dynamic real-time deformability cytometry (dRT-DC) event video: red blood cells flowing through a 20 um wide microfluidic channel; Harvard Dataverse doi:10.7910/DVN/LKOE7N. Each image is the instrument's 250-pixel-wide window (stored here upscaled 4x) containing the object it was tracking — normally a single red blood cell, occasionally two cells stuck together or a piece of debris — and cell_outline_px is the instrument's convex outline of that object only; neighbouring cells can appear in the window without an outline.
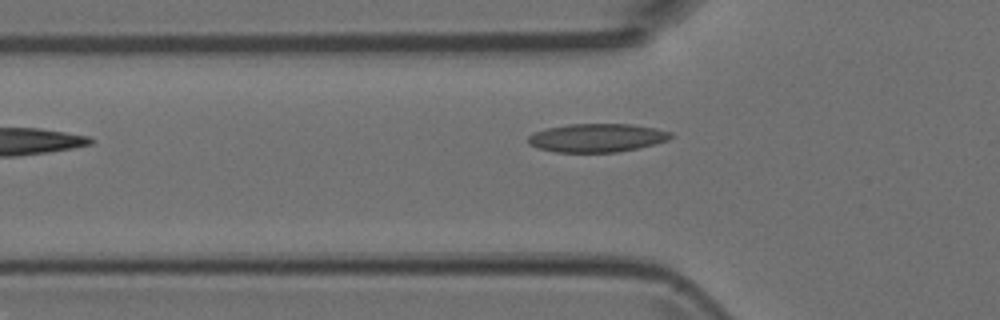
{"species": "Egyptian fruit bat (a non-hibernating species)", "species_latin": "Rousettus aegyptiacus", "temperature_condition": "room temperature", "stored_images_in_passage": 3, "camera_frame_rate_fps": 3000, "um_per_image_px": 0.085, "animal": {"sex": "female"}, "frame": {"image": 1, "passage_image": 3, "time_ms": 0.667, "image_size_px": [1000, 320], "cell_outline_px": [[672, 136], [668, 140], [656, 144], [616, 152], [556, 152], [540, 148], [528, 144], [528, 136], [536, 132], [548, 128], [568, 124], [632, 124], [656, 128], [672, 132]], "centroid_in_image_um": [50.77, 11.71], "position_along_channel_um": 75.0, "area_um2": 23.52}}